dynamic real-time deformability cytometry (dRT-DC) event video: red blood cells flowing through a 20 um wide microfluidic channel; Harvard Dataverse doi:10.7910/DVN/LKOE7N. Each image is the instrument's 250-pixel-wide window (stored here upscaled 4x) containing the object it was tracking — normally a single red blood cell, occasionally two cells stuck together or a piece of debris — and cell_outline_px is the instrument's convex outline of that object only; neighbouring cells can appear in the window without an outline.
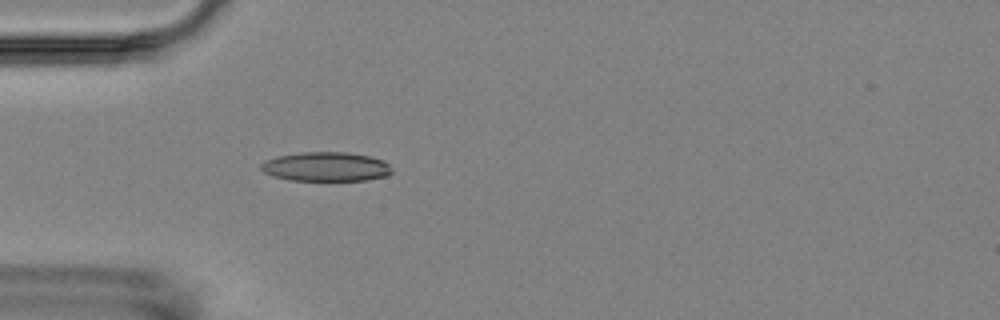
{"species": "Egyptian fruit bat (a non-hibernating species)", "species_latin": "Rousettus aegyptiacus", "temperature_condition": "room temperature", "stored_images_in_passage": 3, "camera_frame_rate_fps": 3000, "um_per_image_px": 0.085, "animal": {"sex": "female"}, "frame": {"image": 1, "passage_image": 3, "time_ms": 2.333, "image_size_px": [1000, 320], "cell_outline_px": [[392, 172], [388, 176], [364, 180], [288, 180], [272, 176], [264, 172], [260, 168], [260, 164], [264, 160], [276, 156], [300, 152], [348, 152], [368, 156], [384, 160], [388, 164]], "centroid_in_image_um": [27.67, 14.16], "position_along_channel_um": 57.3, "area_um2": 22.43}}